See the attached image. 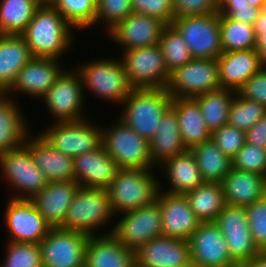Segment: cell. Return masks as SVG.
Listing matches in <instances>:
<instances>
[{
    "label": "cell",
    "mask_w": 266,
    "mask_h": 267,
    "mask_svg": "<svg viewBox=\"0 0 266 267\" xmlns=\"http://www.w3.org/2000/svg\"><path fill=\"white\" fill-rule=\"evenodd\" d=\"M73 29L52 5H41L21 36L33 57L60 60L65 53H69L73 40H76Z\"/></svg>",
    "instance_id": "1"
},
{
    "label": "cell",
    "mask_w": 266,
    "mask_h": 267,
    "mask_svg": "<svg viewBox=\"0 0 266 267\" xmlns=\"http://www.w3.org/2000/svg\"><path fill=\"white\" fill-rule=\"evenodd\" d=\"M171 102L172 97L165 88H133L120 105L122 111L118 119L150 141Z\"/></svg>",
    "instance_id": "2"
},
{
    "label": "cell",
    "mask_w": 266,
    "mask_h": 267,
    "mask_svg": "<svg viewBox=\"0 0 266 267\" xmlns=\"http://www.w3.org/2000/svg\"><path fill=\"white\" fill-rule=\"evenodd\" d=\"M153 172H155L154 169L118 171L115 179L106 189L115 217L151 205L156 201L160 190V179Z\"/></svg>",
    "instance_id": "3"
},
{
    "label": "cell",
    "mask_w": 266,
    "mask_h": 267,
    "mask_svg": "<svg viewBox=\"0 0 266 267\" xmlns=\"http://www.w3.org/2000/svg\"><path fill=\"white\" fill-rule=\"evenodd\" d=\"M96 58L75 67L85 89L92 95L119 106L129 96L133 87L130 85L121 58Z\"/></svg>",
    "instance_id": "4"
},
{
    "label": "cell",
    "mask_w": 266,
    "mask_h": 267,
    "mask_svg": "<svg viewBox=\"0 0 266 267\" xmlns=\"http://www.w3.org/2000/svg\"><path fill=\"white\" fill-rule=\"evenodd\" d=\"M114 216L107 190L79 186L60 228L100 235L99 229L109 227Z\"/></svg>",
    "instance_id": "5"
},
{
    "label": "cell",
    "mask_w": 266,
    "mask_h": 267,
    "mask_svg": "<svg viewBox=\"0 0 266 267\" xmlns=\"http://www.w3.org/2000/svg\"><path fill=\"white\" fill-rule=\"evenodd\" d=\"M102 128V145L120 169H155L149 141L139 136L118 118Z\"/></svg>",
    "instance_id": "6"
},
{
    "label": "cell",
    "mask_w": 266,
    "mask_h": 267,
    "mask_svg": "<svg viewBox=\"0 0 266 267\" xmlns=\"http://www.w3.org/2000/svg\"><path fill=\"white\" fill-rule=\"evenodd\" d=\"M48 125L38 134L55 150L73 158L102 145V125L99 126L88 118Z\"/></svg>",
    "instance_id": "7"
},
{
    "label": "cell",
    "mask_w": 266,
    "mask_h": 267,
    "mask_svg": "<svg viewBox=\"0 0 266 267\" xmlns=\"http://www.w3.org/2000/svg\"><path fill=\"white\" fill-rule=\"evenodd\" d=\"M0 170L5 183L17 191L9 196L14 199L31 200L49 183L25 145L0 153Z\"/></svg>",
    "instance_id": "8"
},
{
    "label": "cell",
    "mask_w": 266,
    "mask_h": 267,
    "mask_svg": "<svg viewBox=\"0 0 266 267\" xmlns=\"http://www.w3.org/2000/svg\"><path fill=\"white\" fill-rule=\"evenodd\" d=\"M42 100V101H41ZM82 79L76 68L64 69L40 101L50 113L52 122L80 121L87 117ZM86 115V116H85Z\"/></svg>",
    "instance_id": "9"
},
{
    "label": "cell",
    "mask_w": 266,
    "mask_h": 267,
    "mask_svg": "<svg viewBox=\"0 0 266 267\" xmlns=\"http://www.w3.org/2000/svg\"><path fill=\"white\" fill-rule=\"evenodd\" d=\"M219 88L217 59L193 58L170 73L165 89L172 98H194Z\"/></svg>",
    "instance_id": "10"
},
{
    "label": "cell",
    "mask_w": 266,
    "mask_h": 267,
    "mask_svg": "<svg viewBox=\"0 0 266 267\" xmlns=\"http://www.w3.org/2000/svg\"><path fill=\"white\" fill-rule=\"evenodd\" d=\"M172 25L183 36L193 58L217 59L223 52L219 13L178 17Z\"/></svg>",
    "instance_id": "11"
},
{
    "label": "cell",
    "mask_w": 266,
    "mask_h": 267,
    "mask_svg": "<svg viewBox=\"0 0 266 267\" xmlns=\"http://www.w3.org/2000/svg\"><path fill=\"white\" fill-rule=\"evenodd\" d=\"M120 58L133 88H166L170 73L159 44L124 50Z\"/></svg>",
    "instance_id": "12"
},
{
    "label": "cell",
    "mask_w": 266,
    "mask_h": 267,
    "mask_svg": "<svg viewBox=\"0 0 266 267\" xmlns=\"http://www.w3.org/2000/svg\"><path fill=\"white\" fill-rule=\"evenodd\" d=\"M115 221L112 233L125 247L136 251L141 245L162 235L161 210L157 201L151 205L125 212Z\"/></svg>",
    "instance_id": "13"
},
{
    "label": "cell",
    "mask_w": 266,
    "mask_h": 267,
    "mask_svg": "<svg viewBox=\"0 0 266 267\" xmlns=\"http://www.w3.org/2000/svg\"><path fill=\"white\" fill-rule=\"evenodd\" d=\"M89 235L83 232L51 228L40 242L43 267H85Z\"/></svg>",
    "instance_id": "14"
},
{
    "label": "cell",
    "mask_w": 266,
    "mask_h": 267,
    "mask_svg": "<svg viewBox=\"0 0 266 267\" xmlns=\"http://www.w3.org/2000/svg\"><path fill=\"white\" fill-rule=\"evenodd\" d=\"M214 222L224 236L231 259L239 267L261 254L253 241L245 207L225 205Z\"/></svg>",
    "instance_id": "15"
},
{
    "label": "cell",
    "mask_w": 266,
    "mask_h": 267,
    "mask_svg": "<svg viewBox=\"0 0 266 267\" xmlns=\"http://www.w3.org/2000/svg\"><path fill=\"white\" fill-rule=\"evenodd\" d=\"M3 213L8 240L17 243L40 244L52 228L37 211L31 200L9 198Z\"/></svg>",
    "instance_id": "16"
},
{
    "label": "cell",
    "mask_w": 266,
    "mask_h": 267,
    "mask_svg": "<svg viewBox=\"0 0 266 267\" xmlns=\"http://www.w3.org/2000/svg\"><path fill=\"white\" fill-rule=\"evenodd\" d=\"M188 242L194 267H239L231 259L224 236L214 221L201 222Z\"/></svg>",
    "instance_id": "17"
},
{
    "label": "cell",
    "mask_w": 266,
    "mask_h": 267,
    "mask_svg": "<svg viewBox=\"0 0 266 267\" xmlns=\"http://www.w3.org/2000/svg\"><path fill=\"white\" fill-rule=\"evenodd\" d=\"M167 24L159 18L132 13L119 22L106 35L111 42L118 44L124 51L137 47H150L159 44Z\"/></svg>",
    "instance_id": "18"
},
{
    "label": "cell",
    "mask_w": 266,
    "mask_h": 267,
    "mask_svg": "<svg viewBox=\"0 0 266 267\" xmlns=\"http://www.w3.org/2000/svg\"><path fill=\"white\" fill-rule=\"evenodd\" d=\"M58 61L55 58L33 57L18 73L15 82L8 90L9 97L14 99L20 93L28 95L31 99H41L66 68L60 65L62 58Z\"/></svg>",
    "instance_id": "19"
},
{
    "label": "cell",
    "mask_w": 266,
    "mask_h": 267,
    "mask_svg": "<svg viewBox=\"0 0 266 267\" xmlns=\"http://www.w3.org/2000/svg\"><path fill=\"white\" fill-rule=\"evenodd\" d=\"M138 267H194L188 241L161 235L135 251Z\"/></svg>",
    "instance_id": "20"
},
{
    "label": "cell",
    "mask_w": 266,
    "mask_h": 267,
    "mask_svg": "<svg viewBox=\"0 0 266 267\" xmlns=\"http://www.w3.org/2000/svg\"><path fill=\"white\" fill-rule=\"evenodd\" d=\"M156 201L161 210L162 235L188 241L201 221L191 210L185 195L159 190Z\"/></svg>",
    "instance_id": "21"
},
{
    "label": "cell",
    "mask_w": 266,
    "mask_h": 267,
    "mask_svg": "<svg viewBox=\"0 0 266 267\" xmlns=\"http://www.w3.org/2000/svg\"><path fill=\"white\" fill-rule=\"evenodd\" d=\"M119 170L103 145L74 157V180L83 187L106 190Z\"/></svg>",
    "instance_id": "22"
},
{
    "label": "cell",
    "mask_w": 266,
    "mask_h": 267,
    "mask_svg": "<svg viewBox=\"0 0 266 267\" xmlns=\"http://www.w3.org/2000/svg\"><path fill=\"white\" fill-rule=\"evenodd\" d=\"M35 135L29 133L24 145L30 150L36 166L47 180H74V158L55 150L38 133Z\"/></svg>",
    "instance_id": "23"
},
{
    "label": "cell",
    "mask_w": 266,
    "mask_h": 267,
    "mask_svg": "<svg viewBox=\"0 0 266 267\" xmlns=\"http://www.w3.org/2000/svg\"><path fill=\"white\" fill-rule=\"evenodd\" d=\"M79 186L75 180L49 182L31 201L52 228L61 227Z\"/></svg>",
    "instance_id": "24"
},
{
    "label": "cell",
    "mask_w": 266,
    "mask_h": 267,
    "mask_svg": "<svg viewBox=\"0 0 266 267\" xmlns=\"http://www.w3.org/2000/svg\"><path fill=\"white\" fill-rule=\"evenodd\" d=\"M135 251L125 247L112 234L89 235L85 267H134Z\"/></svg>",
    "instance_id": "25"
},
{
    "label": "cell",
    "mask_w": 266,
    "mask_h": 267,
    "mask_svg": "<svg viewBox=\"0 0 266 267\" xmlns=\"http://www.w3.org/2000/svg\"><path fill=\"white\" fill-rule=\"evenodd\" d=\"M217 61L221 88L235 92L264 67L256 49L222 52Z\"/></svg>",
    "instance_id": "26"
},
{
    "label": "cell",
    "mask_w": 266,
    "mask_h": 267,
    "mask_svg": "<svg viewBox=\"0 0 266 267\" xmlns=\"http://www.w3.org/2000/svg\"><path fill=\"white\" fill-rule=\"evenodd\" d=\"M221 186L226 205L246 207L266 195V176L232 167Z\"/></svg>",
    "instance_id": "27"
},
{
    "label": "cell",
    "mask_w": 266,
    "mask_h": 267,
    "mask_svg": "<svg viewBox=\"0 0 266 267\" xmlns=\"http://www.w3.org/2000/svg\"><path fill=\"white\" fill-rule=\"evenodd\" d=\"M163 175L168 180V188L163 189L164 186L160 180V190L170 194L184 195L188 191L196 189L199 185L204 183L198 168L196 159L190 150H186L172 158L166 160L159 166ZM171 188H170V187Z\"/></svg>",
    "instance_id": "28"
},
{
    "label": "cell",
    "mask_w": 266,
    "mask_h": 267,
    "mask_svg": "<svg viewBox=\"0 0 266 267\" xmlns=\"http://www.w3.org/2000/svg\"><path fill=\"white\" fill-rule=\"evenodd\" d=\"M186 150L180 135L177 113L170 107L163 114L156 134L149 141L152 164L157 169L169 158Z\"/></svg>",
    "instance_id": "29"
},
{
    "label": "cell",
    "mask_w": 266,
    "mask_h": 267,
    "mask_svg": "<svg viewBox=\"0 0 266 267\" xmlns=\"http://www.w3.org/2000/svg\"><path fill=\"white\" fill-rule=\"evenodd\" d=\"M171 107L177 113L182 142L186 149L211 139L198 103L193 98H172Z\"/></svg>",
    "instance_id": "30"
},
{
    "label": "cell",
    "mask_w": 266,
    "mask_h": 267,
    "mask_svg": "<svg viewBox=\"0 0 266 267\" xmlns=\"http://www.w3.org/2000/svg\"><path fill=\"white\" fill-rule=\"evenodd\" d=\"M18 102L8 97L0 104V153L22 147L31 131Z\"/></svg>",
    "instance_id": "31"
},
{
    "label": "cell",
    "mask_w": 266,
    "mask_h": 267,
    "mask_svg": "<svg viewBox=\"0 0 266 267\" xmlns=\"http://www.w3.org/2000/svg\"><path fill=\"white\" fill-rule=\"evenodd\" d=\"M32 58L21 35H0V84L9 90L18 73Z\"/></svg>",
    "instance_id": "32"
},
{
    "label": "cell",
    "mask_w": 266,
    "mask_h": 267,
    "mask_svg": "<svg viewBox=\"0 0 266 267\" xmlns=\"http://www.w3.org/2000/svg\"><path fill=\"white\" fill-rule=\"evenodd\" d=\"M204 182L221 183L232 168V159L210 139L190 149Z\"/></svg>",
    "instance_id": "33"
},
{
    "label": "cell",
    "mask_w": 266,
    "mask_h": 267,
    "mask_svg": "<svg viewBox=\"0 0 266 267\" xmlns=\"http://www.w3.org/2000/svg\"><path fill=\"white\" fill-rule=\"evenodd\" d=\"M184 195L201 222L215 221L226 205L221 183L204 182Z\"/></svg>",
    "instance_id": "34"
},
{
    "label": "cell",
    "mask_w": 266,
    "mask_h": 267,
    "mask_svg": "<svg viewBox=\"0 0 266 267\" xmlns=\"http://www.w3.org/2000/svg\"><path fill=\"white\" fill-rule=\"evenodd\" d=\"M235 94L233 90L219 88L193 98L198 103L211 133L228 124L229 108Z\"/></svg>",
    "instance_id": "35"
},
{
    "label": "cell",
    "mask_w": 266,
    "mask_h": 267,
    "mask_svg": "<svg viewBox=\"0 0 266 267\" xmlns=\"http://www.w3.org/2000/svg\"><path fill=\"white\" fill-rule=\"evenodd\" d=\"M40 6L36 0H1L0 35H21Z\"/></svg>",
    "instance_id": "36"
},
{
    "label": "cell",
    "mask_w": 266,
    "mask_h": 267,
    "mask_svg": "<svg viewBox=\"0 0 266 267\" xmlns=\"http://www.w3.org/2000/svg\"><path fill=\"white\" fill-rule=\"evenodd\" d=\"M221 48L223 52L252 50L256 46L253 25L220 15Z\"/></svg>",
    "instance_id": "37"
},
{
    "label": "cell",
    "mask_w": 266,
    "mask_h": 267,
    "mask_svg": "<svg viewBox=\"0 0 266 267\" xmlns=\"http://www.w3.org/2000/svg\"><path fill=\"white\" fill-rule=\"evenodd\" d=\"M74 27V30L94 28L97 0H54L51 4Z\"/></svg>",
    "instance_id": "38"
},
{
    "label": "cell",
    "mask_w": 266,
    "mask_h": 267,
    "mask_svg": "<svg viewBox=\"0 0 266 267\" xmlns=\"http://www.w3.org/2000/svg\"><path fill=\"white\" fill-rule=\"evenodd\" d=\"M159 46L169 73L193 59L183 36L173 25L164 28Z\"/></svg>",
    "instance_id": "39"
},
{
    "label": "cell",
    "mask_w": 266,
    "mask_h": 267,
    "mask_svg": "<svg viewBox=\"0 0 266 267\" xmlns=\"http://www.w3.org/2000/svg\"><path fill=\"white\" fill-rule=\"evenodd\" d=\"M265 114L263 104L242 98L236 92L229 108L228 124L246 132Z\"/></svg>",
    "instance_id": "40"
},
{
    "label": "cell",
    "mask_w": 266,
    "mask_h": 267,
    "mask_svg": "<svg viewBox=\"0 0 266 267\" xmlns=\"http://www.w3.org/2000/svg\"><path fill=\"white\" fill-rule=\"evenodd\" d=\"M2 267H43L39 244L17 243L7 240Z\"/></svg>",
    "instance_id": "41"
},
{
    "label": "cell",
    "mask_w": 266,
    "mask_h": 267,
    "mask_svg": "<svg viewBox=\"0 0 266 267\" xmlns=\"http://www.w3.org/2000/svg\"><path fill=\"white\" fill-rule=\"evenodd\" d=\"M133 13L131 0H97L95 25L104 26L107 34L119 22ZM103 22V23H102Z\"/></svg>",
    "instance_id": "42"
},
{
    "label": "cell",
    "mask_w": 266,
    "mask_h": 267,
    "mask_svg": "<svg viewBox=\"0 0 266 267\" xmlns=\"http://www.w3.org/2000/svg\"><path fill=\"white\" fill-rule=\"evenodd\" d=\"M232 167L266 176V149L245 142L232 159Z\"/></svg>",
    "instance_id": "43"
},
{
    "label": "cell",
    "mask_w": 266,
    "mask_h": 267,
    "mask_svg": "<svg viewBox=\"0 0 266 267\" xmlns=\"http://www.w3.org/2000/svg\"><path fill=\"white\" fill-rule=\"evenodd\" d=\"M211 140L228 157L233 159L246 142L245 131L229 124L211 133Z\"/></svg>",
    "instance_id": "44"
},
{
    "label": "cell",
    "mask_w": 266,
    "mask_h": 267,
    "mask_svg": "<svg viewBox=\"0 0 266 267\" xmlns=\"http://www.w3.org/2000/svg\"><path fill=\"white\" fill-rule=\"evenodd\" d=\"M253 241L261 251L266 246V195L245 207Z\"/></svg>",
    "instance_id": "45"
},
{
    "label": "cell",
    "mask_w": 266,
    "mask_h": 267,
    "mask_svg": "<svg viewBox=\"0 0 266 267\" xmlns=\"http://www.w3.org/2000/svg\"><path fill=\"white\" fill-rule=\"evenodd\" d=\"M219 14L253 25L262 9L251 6L247 0H217Z\"/></svg>",
    "instance_id": "46"
},
{
    "label": "cell",
    "mask_w": 266,
    "mask_h": 267,
    "mask_svg": "<svg viewBox=\"0 0 266 267\" xmlns=\"http://www.w3.org/2000/svg\"><path fill=\"white\" fill-rule=\"evenodd\" d=\"M133 13L144 14L161 19L172 25L175 19L173 0H131Z\"/></svg>",
    "instance_id": "47"
},
{
    "label": "cell",
    "mask_w": 266,
    "mask_h": 267,
    "mask_svg": "<svg viewBox=\"0 0 266 267\" xmlns=\"http://www.w3.org/2000/svg\"><path fill=\"white\" fill-rule=\"evenodd\" d=\"M175 18L219 13L217 0H173Z\"/></svg>",
    "instance_id": "48"
},
{
    "label": "cell",
    "mask_w": 266,
    "mask_h": 267,
    "mask_svg": "<svg viewBox=\"0 0 266 267\" xmlns=\"http://www.w3.org/2000/svg\"><path fill=\"white\" fill-rule=\"evenodd\" d=\"M237 93L242 98L257 101L266 107V66L252 75Z\"/></svg>",
    "instance_id": "49"
},
{
    "label": "cell",
    "mask_w": 266,
    "mask_h": 267,
    "mask_svg": "<svg viewBox=\"0 0 266 267\" xmlns=\"http://www.w3.org/2000/svg\"><path fill=\"white\" fill-rule=\"evenodd\" d=\"M245 135L247 143L266 149V114Z\"/></svg>",
    "instance_id": "50"
},
{
    "label": "cell",
    "mask_w": 266,
    "mask_h": 267,
    "mask_svg": "<svg viewBox=\"0 0 266 267\" xmlns=\"http://www.w3.org/2000/svg\"><path fill=\"white\" fill-rule=\"evenodd\" d=\"M256 46L255 49L260 55L261 61L266 66V34H255Z\"/></svg>",
    "instance_id": "51"
},
{
    "label": "cell",
    "mask_w": 266,
    "mask_h": 267,
    "mask_svg": "<svg viewBox=\"0 0 266 267\" xmlns=\"http://www.w3.org/2000/svg\"><path fill=\"white\" fill-rule=\"evenodd\" d=\"M255 34H266V10L262 9L253 24Z\"/></svg>",
    "instance_id": "52"
},
{
    "label": "cell",
    "mask_w": 266,
    "mask_h": 267,
    "mask_svg": "<svg viewBox=\"0 0 266 267\" xmlns=\"http://www.w3.org/2000/svg\"><path fill=\"white\" fill-rule=\"evenodd\" d=\"M241 267H266V258L260 254L244 263Z\"/></svg>",
    "instance_id": "53"
},
{
    "label": "cell",
    "mask_w": 266,
    "mask_h": 267,
    "mask_svg": "<svg viewBox=\"0 0 266 267\" xmlns=\"http://www.w3.org/2000/svg\"><path fill=\"white\" fill-rule=\"evenodd\" d=\"M8 97V89L0 84V104L4 102Z\"/></svg>",
    "instance_id": "54"
},
{
    "label": "cell",
    "mask_w": 266,
    "mask_h": 267,
    "mask_svg": "<svg viewBox=\"0 0 266 267\" xmlns=\"http://www.w3.org/2000/svg\"><path fill=\"white\" fill-rule=\"evenodd\" d=\"M251 6L258 7L260 9H264L265 0H247Z\"/></svg>",
    "instance_id": "55"
},
{
    "label": "cell",
    "mask_w": 266,
    "mask_h": 267,
    "mask_svg": "<svg viewBox=\"0 0 266 267\" xmlns=\"http://www.w3.org/2000/svg\"><path fill=\"white\" fill-rule=\"evenodd\" d=\"M40 5H51L54 0H36Z\"/></svg>",
    "instance_id": "56"
},
{
    "label": "cell",
    "mask_w": 266,
    "mask_h": 267,
    "mask_svg": "<svg viewBox=\"0 0 266 267\" xmlns=\"http://www.w3.org/2000/svg\"><path fill=\"white\" fill-rule=\"evenodd\" d=\"M261 254L266 258V246L261 250Z\"/></svg>",
    "instance_id": "57"
}]
</instances>
